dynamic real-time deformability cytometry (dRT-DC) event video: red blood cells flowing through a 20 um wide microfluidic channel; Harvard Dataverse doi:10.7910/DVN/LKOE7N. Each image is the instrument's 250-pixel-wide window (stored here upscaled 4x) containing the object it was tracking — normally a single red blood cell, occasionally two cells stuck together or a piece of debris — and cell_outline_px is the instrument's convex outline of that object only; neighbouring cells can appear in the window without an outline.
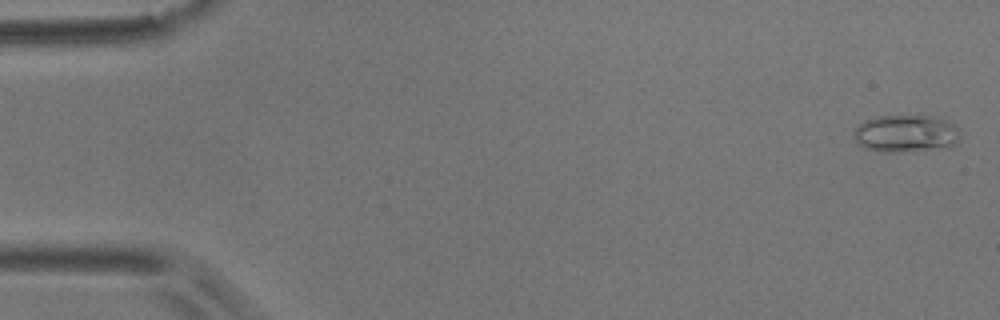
{"species": "common noctule bat (a hibernating species)", "species_latin": "Nyctalus noctula", "temperature_condition": "room temperature", "stored_images_in_passage": 4, "camera_frame_rate_fps": 3000, "um_per_image_px": 0.085, "animal": {"sex": "male", "body_mass_g": 17.9}, "frame": {"image": 1, "passage_image": 1, "time_ms": 0.0, "image_size_px": [1000, 320], "cell_outline_px": [[960, 140], [952, 148], [900, 152], [884, 152], [864, 148], [852, 136], [852, 132], [864, 120], [876, 116], [936, 116], [948, 120], [956, 124], [960, 136]], "centroid_in_image_um": [77.06, 11.36], "position_along_channel_um": 7.9, "area_um2": 23.76}}